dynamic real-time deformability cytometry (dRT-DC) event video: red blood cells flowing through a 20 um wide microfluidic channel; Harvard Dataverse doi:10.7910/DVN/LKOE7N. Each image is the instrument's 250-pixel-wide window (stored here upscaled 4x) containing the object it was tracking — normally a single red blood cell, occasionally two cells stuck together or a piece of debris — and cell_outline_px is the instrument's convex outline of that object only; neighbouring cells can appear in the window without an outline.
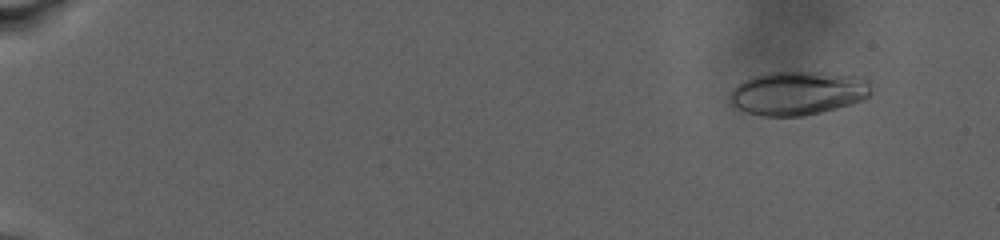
{"species": "human", "species_latin": "Homo sapiens", "temperature_condition": "warm", "stored_images_in_passage": 67, "camera_frame_rate_fps": 3000, "um_per_image_px": 0.085, "donor": {"sex": "male"}, "frame": {"image": 1, "passage_image": 5, "time_ms": 2.667, "image_size_px": [1000, 240], "cell_outline_px": [[872, 92], [864, 100], [852, 104], [804, 116], [764, 116], [748, 112], [736, 108], [732, 104], [732, 88], [736, 84], [752, 76], [772, 72], [816, 72], [860, 76], [872, 80]], "centroid_in_image_um": [67.89, 7.9], "position_along_channel_um": 17.1, "area_um2": 36.24}}
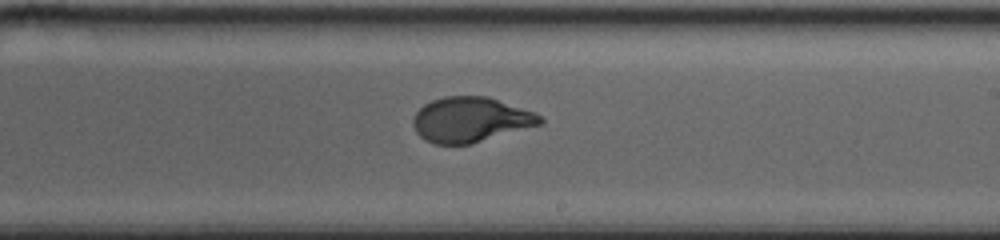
{"frame": {"image": 2, "passage_image": 39, "time_ms": 18.333, "image_size_px": [1000, 240], "cell_outline_px": [[544, 120], [540, 124], [472, 144], [432, 144], [424, 140], [416, 132], [412, 124], [412, 120], [416, 112], [424, 104], [432, 100], [444, 96], [488, 96], [536, 112]], "centroid_in_image_um": [39.98, 10.17], "position_along_channel_um": 249.0, "area_um2": 33.47}}
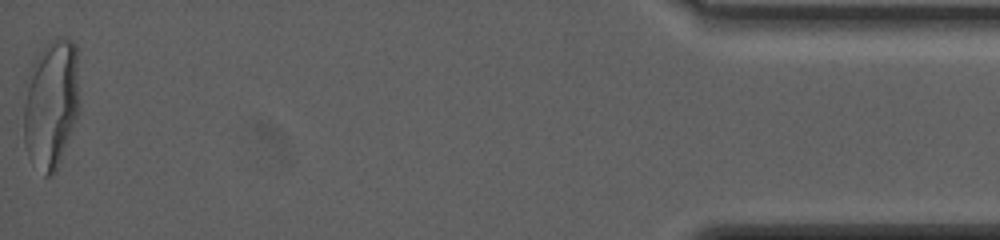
{"frame": {"image": 3, "passage_image": 67, "time_ms": 28.333, "image_size_px": [1000, 240], "cell_outline_px": [[80, 108], [76, 120], [56, 172], [52, 176], [44, 176], [28, 156], [24, 144], [24, 104], [32, 64], [36, 56], [56, 36], [64, 36], [72, 40], [76, 44]], "centroid_in_image_um": [4.38, 8.84], "position_along_channel_um": 430.8, "area_um2": 42.19}, "authors_computed_cell_mechanics": {"area_um2": 33.813, "velocity_mm_per_s": 2.5815, "shape_relaxation_time_tau1_ms": 8.7255, "shape_relaxation_time_tau2_ms": null, "deformation_change_tau1": 0.2577, "deformation_change_tau2": null}}